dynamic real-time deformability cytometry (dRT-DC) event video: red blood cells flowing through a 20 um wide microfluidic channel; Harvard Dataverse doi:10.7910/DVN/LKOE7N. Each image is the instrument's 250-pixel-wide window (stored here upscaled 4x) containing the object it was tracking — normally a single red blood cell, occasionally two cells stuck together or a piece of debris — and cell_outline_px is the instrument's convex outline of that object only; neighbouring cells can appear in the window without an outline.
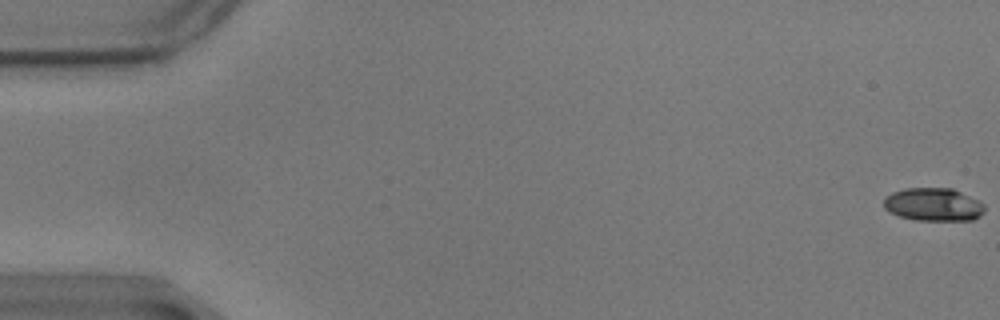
{"species": "common noctule bat (a hibernating species)", "species_latin": "Nyctalus noctula", "temperature_condition": "warm", "stored_images_in_passage": 49, "camera_frame_rate_fps": 3000, "um_per_image_px": 0.085, "animal": {"sex": "male", "body_mass_g": 17.9}, "frame": {"image": 1, "passage_image": 1, "time_ms": 0.0, "image_size_px": [1000, 320], "cell_outline_px": [[984, 212], [980, 216], [972, 220], [916, 220], [900, 216], [888, 212], [884, 208], [884, 196], [892, 192], [904, 188], [952, 188], [980, 200], [984, 204]], "centroid_in_image_um": [79.33, 17.37], "position_along_channel_um": 5.7, "area_um2": 19.65}}
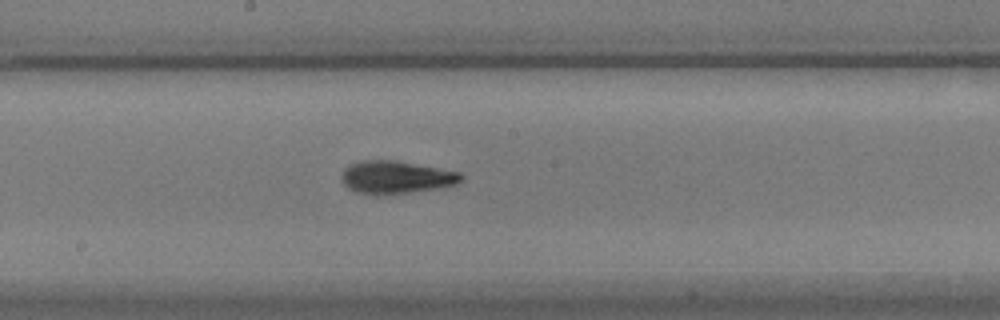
{"frame": {"image": 2, "passage_image": 32, "time_ms": 10.333, "image_size_px": [1000, 320], "cell_outline_px": [[464, 180], [456, 184], [436, 188], [408, 192], [356, 192], [348, 188], [344, 184], [340, 176], [344, 168], [348, 164], [364, 160], [396, 160], [460, 172], [464, 176]], "centroid_in_image_um": [33.67, 15.02], "position_along_channel_um": 214.5, "area_um2": 22.25}}
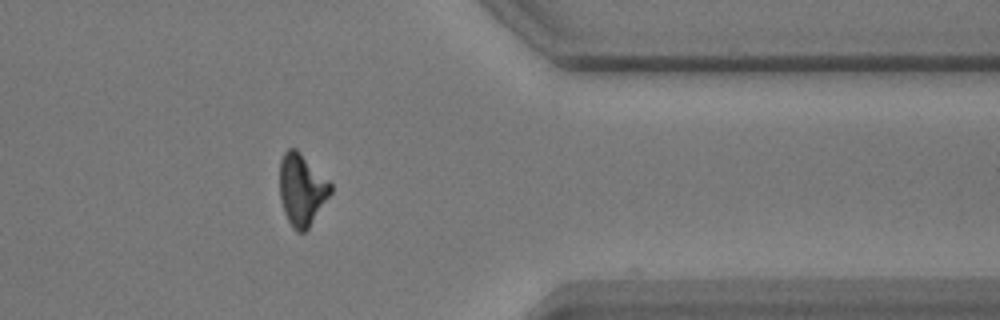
{"frame": {"image": 3, "passage_image": 48, "time_ms": 15.667, "image_size_px": [1000, 320], "cell_outline_px": [[332, 192], [308, 228], [304, 232], [296, 232], [292, 228], [284, 212], [280, 200], [280, 160], [284, 152], [288, 148], [296, 148], [332, 184]], "centroid_in_image_um": [25.64, 16.12], "position_along_channel_um": 385.8, "area_um2": 21.21}, "authors_computed_cell_mechanics": {"area_um2": 20.9814, "velocity_mm_per_s": 3.489, "shape_relaxation_time_tau1_ms": 4.1072, "shape_relaxation_time_tau2_ms": 1.591, "deformation_change_tau1": 0.1544, "deformation_change_tau2": 0.0995}}